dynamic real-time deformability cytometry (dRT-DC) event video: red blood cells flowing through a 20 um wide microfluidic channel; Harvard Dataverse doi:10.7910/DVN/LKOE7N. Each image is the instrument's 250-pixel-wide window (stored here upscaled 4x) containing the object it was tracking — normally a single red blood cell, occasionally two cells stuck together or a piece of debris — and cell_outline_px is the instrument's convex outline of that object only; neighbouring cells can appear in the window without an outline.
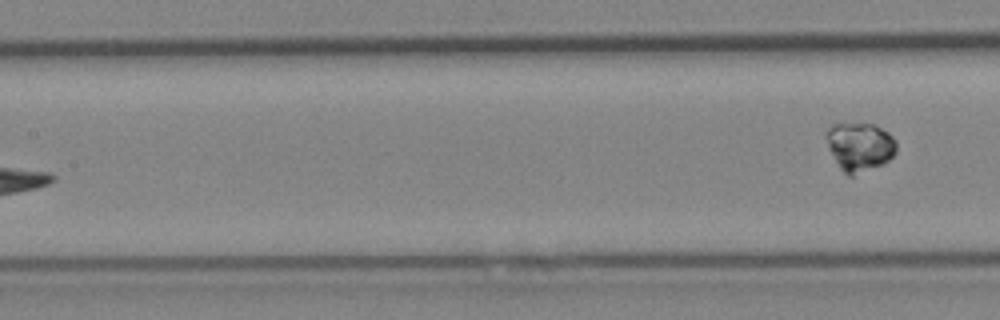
{"species": "Egyptian fruit bat (a non-hibernating species)", "species_latin": "Rousettus aegyptiacus", "temperature_condition": "cold", "stored_images_in_passage": 7, "segment_of_instrument_passage": [2, 2], "camera_frame_rate_fps": 3000, "um_per_image_px": 0.085, "animal": {"sex": "female"}, "frame": {"image": 1, "passage_image": 7, "time_ms": 8.0, "image_size_px": [1000, 320], "cell_outline_px": [[896, 152], [884, 164], [852, 176], [848, 176], [840, 168], [828, 148], [824, 136], [824, 132], [832, 124], [872, 124], [888, 132], [896, 140]], "centroid_in_image_um": [73.05, 12.47], "position_along_channel_um": 134.4, "area_um2": 19.94}}